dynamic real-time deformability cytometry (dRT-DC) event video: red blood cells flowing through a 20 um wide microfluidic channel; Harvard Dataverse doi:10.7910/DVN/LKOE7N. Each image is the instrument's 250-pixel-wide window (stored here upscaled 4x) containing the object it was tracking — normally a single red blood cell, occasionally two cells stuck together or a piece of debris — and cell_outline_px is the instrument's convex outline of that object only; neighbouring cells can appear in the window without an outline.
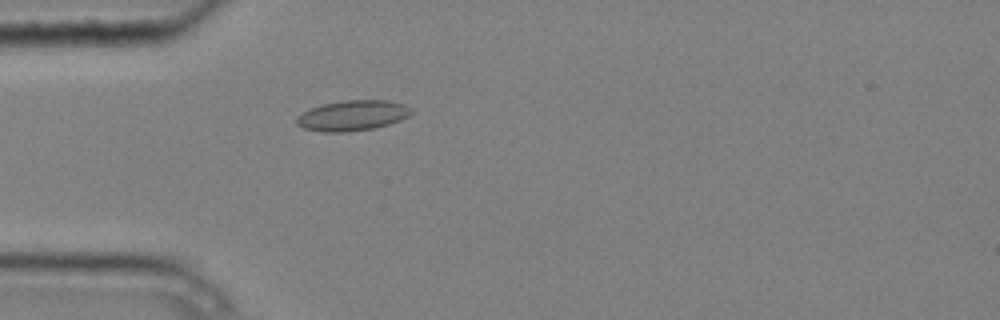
{"species": "common noctule bat (a hibernating species)", "species_latin": "Nyctalus noctula", "temperature_condition": "cold", "stored_images_in_passage": 1, "camera_frame_rate_fps": 3000, "um_per_image_px": 0.085, "animal": {"sex": "male", "body_mass_g": 20.4}, "frame": {"image": 1, "passage_image": 1, "time_ms": 0.0, "image_size_px": [1000, 320], "cell_outline_px": [[412, 112], [408, 116], [400, 120], [388, 124], [372, 128], [344, 132], [320, 132], [304, 128], [296, 124], [296, 120], [304, 112], [312, 108], [324, 104], [344, 100], [388, 100], [404, 104], [412, 108]], "centroid_in_image_um": [29.99, 9.81], "position_along_channel_um": 55.0, "area_um2": 20.06}}